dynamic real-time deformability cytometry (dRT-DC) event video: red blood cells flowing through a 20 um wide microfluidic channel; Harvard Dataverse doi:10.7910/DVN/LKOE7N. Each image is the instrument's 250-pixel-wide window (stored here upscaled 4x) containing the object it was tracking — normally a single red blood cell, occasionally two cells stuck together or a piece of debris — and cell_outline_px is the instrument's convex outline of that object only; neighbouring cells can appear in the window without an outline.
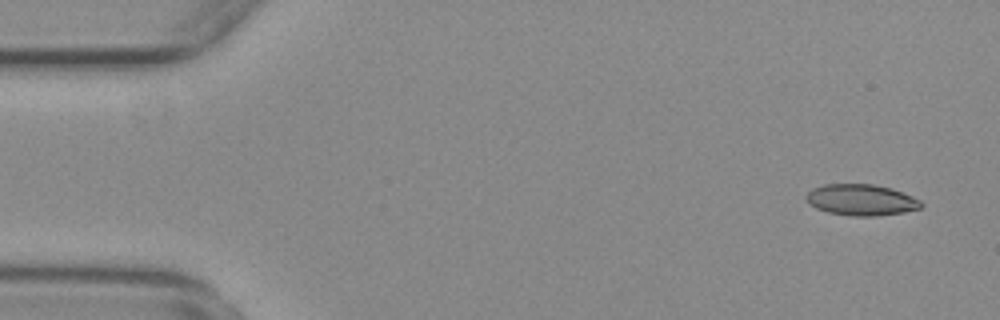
{"species": "common noctule bat (a hibernating species)", "species_latin": "Nyctalus noctula", "temperature_condition": "warm", "stored_images_in_passage": 55, "camera_frame_rate_fps": 3000, "um_per_image_px": 0.085, "animal": {"sex": "female", "body_mass_g": 29.2, "forearm_length_mm": 56.3}, "frame": {"image": 1, "passage_image": 3, "time_ms": 0.667, "image_size_px": [1000, 320], "cell_outline_px": [[924, 204], [920, 208], [904, 212], [876, 216], [856, 216], [828, 212], [816, 208], [808, 204], [804, 196], [812, 188], [824, 184], [872, 184], [892, 188], [912, 196], [920, 200]], "centroid_in_image_um": [73.18, 16.98], "position_along_channel_um": 11.8, "area_um2": 20.98}}
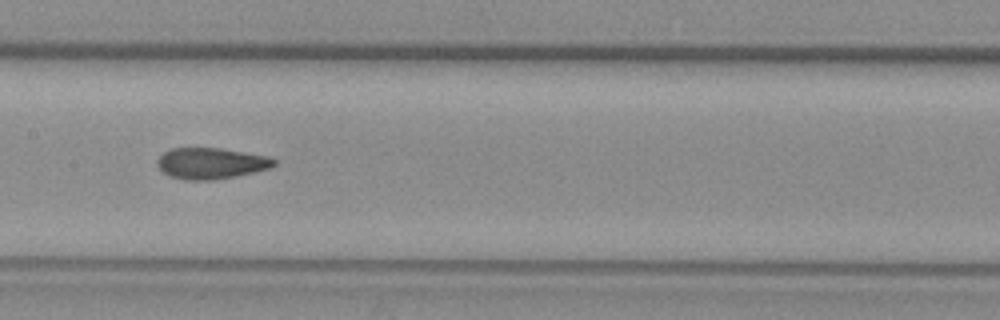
{"frame": {"image": 2, "passage_image": 27, "time_ms": 8.667, "image_size_px": [1000, 320], "cell_outline_px": [[276, 164], [272, 168], [236, 176], [212, 180], [184, 180], [168, 176], [160, 172], [156, 164], [156, 160], [164, 152], [172, 148], [220, 148], [268, 156], [276, 160]], "centroid_in_image_um": [17.9, 13.89], "position_along_channel_um": 189.5, "area_um2": 21.44}}
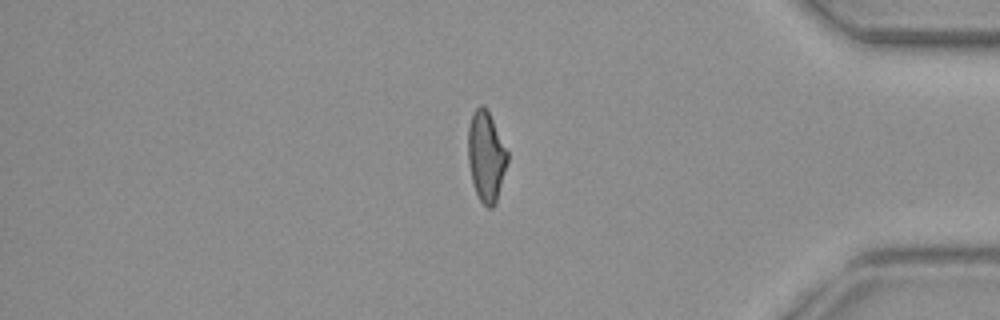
{"frame": {"image": 3, "passage_image": 46, "time_ms": 15.0, "image_size_px": [1000, 320], "cell_outline_px": [[508, 160], [496, 200], [492, 208], [488, 208], [480, 200], [476, 192], [472, 180], [468, 160], [468, 128], [472, 112], [480, 104], [488, 108], [508, 152]], "centroid_in_image_um": [41.31, 13.22], "position_along_channel_um": 393.9, "area_um2": 20.63}, "authors_computed_cell_mechanics": {"area_um2": 21.2704, "velocity_mm_per_s": 3.7332, "shape_relaxation_time_tau1_ms": null, "shape_relaxation_time_tau2_ms": 1.624, "deformation_change_tau1": null, "deformation_change_tau2": 0.0859}}